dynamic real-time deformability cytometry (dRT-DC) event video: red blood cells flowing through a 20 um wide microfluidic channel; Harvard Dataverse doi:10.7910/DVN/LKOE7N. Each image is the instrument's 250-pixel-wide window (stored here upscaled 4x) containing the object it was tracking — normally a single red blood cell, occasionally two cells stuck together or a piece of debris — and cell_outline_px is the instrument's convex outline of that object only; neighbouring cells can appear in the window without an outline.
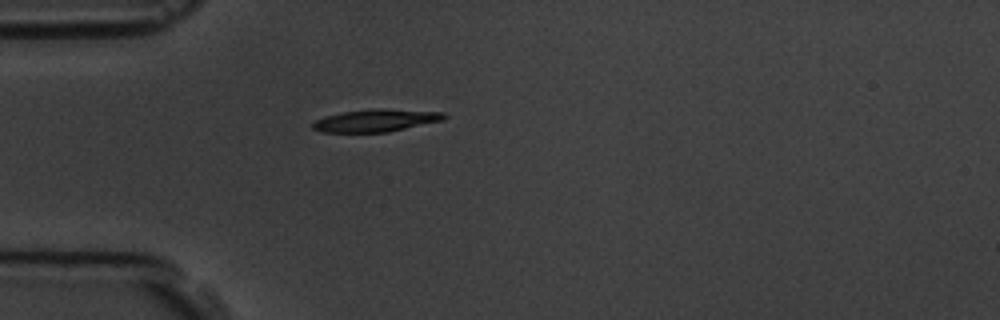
{"species": "common noctule bat (a hibernating species)", "species_latin": "Nyctalus noctula", "temperature_condition": "room temperature", "stored_images_in_passage": 1, "camera_frame_rate_fps": 3000, "um_per_image_px": 0.085, "animal": {"sex": "male", "body_mass_g": 19.5, "forearm_length_mm": 54.6}, "frame": {"image": 1, "passage_image": 1, "time_ms": 0.0, "image_size_px": [1000, 320], "cell_outline_px": [[448, 116], [444, 120], [388, 132], [320, 132], [312, 128], [312, 124], [316, 120], [324, 116], [344, 112], [376, 108], [380, 108], [444, 112]], "centroid_in_image_um": [31.97, 10.24], "position_along_channel_um": 53.0, "area_um2": 17.22}}